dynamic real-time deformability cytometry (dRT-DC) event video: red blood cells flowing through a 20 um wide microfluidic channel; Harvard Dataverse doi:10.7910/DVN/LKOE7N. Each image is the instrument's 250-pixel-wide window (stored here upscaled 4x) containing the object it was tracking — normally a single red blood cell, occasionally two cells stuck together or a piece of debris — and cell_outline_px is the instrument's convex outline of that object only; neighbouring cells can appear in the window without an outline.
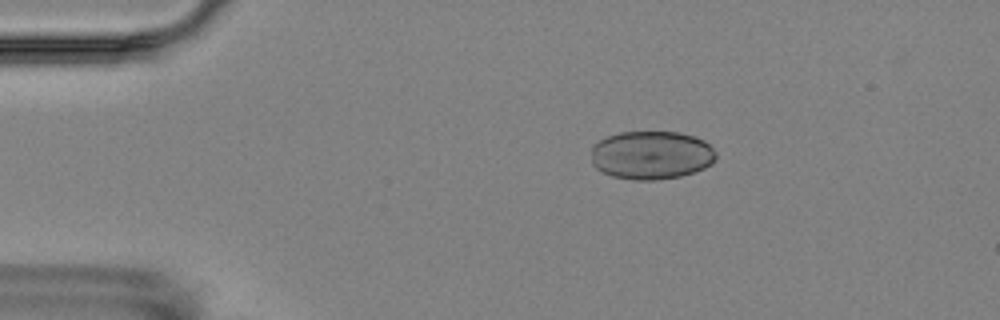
{"species": "Egyptian fruit bat (a non-hibernating species)", "species_latin": "Rousettus aegyptiacus", "temperature_condition": "room temperature", "stored_images_in_passage": 4, "camera_frame_rate_fps": 3000, "um_per_image_px": 0.085, "animal": {"sex": "female"}, "frame": {"image": 1, "passage_image": 2, "time_ms": 1.0, "image_size_px": [1000, 320], "cell_outline_px": [[716, 160], [704, 168], [680, 176], [656, 180], [632, 180], [612, 176], [596, 168], [592, 164], [592, 144], [608, 136], [620, 132], [680, 132], [696, 136], [704, 140], [716, 152]], "centroid_in_image_um": [55.37, 13.18], "position_along_channel_um": 29.6, "area_um2": 35.37}}